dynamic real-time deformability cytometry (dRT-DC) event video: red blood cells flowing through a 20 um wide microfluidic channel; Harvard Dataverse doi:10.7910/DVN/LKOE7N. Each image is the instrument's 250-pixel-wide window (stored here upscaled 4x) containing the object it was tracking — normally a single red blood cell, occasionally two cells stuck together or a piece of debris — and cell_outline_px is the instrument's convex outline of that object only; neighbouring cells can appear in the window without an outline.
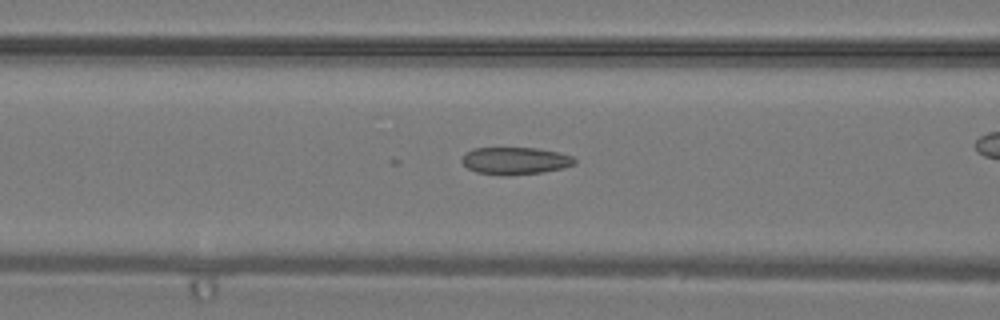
{"species": "common noctule bat (a hibernating species)", "species_latin": "Nyctalus noctula", "temperature_condition": "warm", "stored_images_in_passage": 21, "camera_frame_rate_fps": 3000, "um_per_image_px": 0.085, "animal": {"sex": "male", "body_mass_g": 19.2, "forearm_length_mm": 51.8}, "frame": {"image": 1, "passage_image": 6, "time_ms": 1.667, "image_size_px": [1000, 320], "cell_outline_px": [[576, 164], [564, 168], [540, 172], [508, 176], [476, 172], [468, 168], [460, 160], [464, 152], [472, 148], [536, 148], [556, 152], [572, 156], [576, 160]], "centroid_in_image_um": [43.76, 13.66], "position_along_channel_um": 122.8, "area_um2": 17.98}}